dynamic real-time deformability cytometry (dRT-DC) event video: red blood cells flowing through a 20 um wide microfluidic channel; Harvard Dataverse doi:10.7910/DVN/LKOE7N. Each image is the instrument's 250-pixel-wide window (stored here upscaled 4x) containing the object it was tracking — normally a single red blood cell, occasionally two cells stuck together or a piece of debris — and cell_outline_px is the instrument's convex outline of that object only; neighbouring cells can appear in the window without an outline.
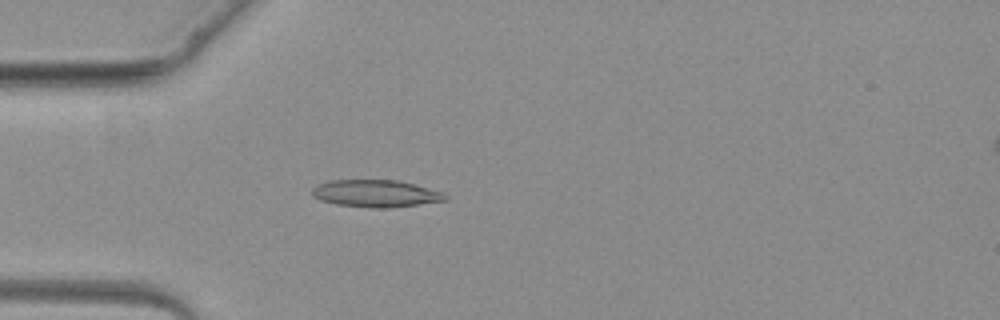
{"species": "common noctule bat (a hibernating species)", "species_latin": "Nyctalus noctula", "temperature_condition": "warm", "stored_images_in_passage": 4, "camera_frame_rate_fps": 3000, "um_per_image_px": 0.085, "animal": {"sex": "female", "body_mass_g": 19.3, "forearm_length_mm": 54.1}, "frame": {"image": 1, "passage_image": 4, "time_ms": 3.667, "image_size_px": [1000, 320], "cell_outline_px": [[448, 200], [388, 208], [368, 208], [336, 204], [320, 200], [312, 196], [312, 188], [316, 184], [328, 180], [396, 180], [444, 192], [448, 196]], "centroid_in_image_um": [31.9, 16.45], "position_along_channel_um": 53.1, "area_um2": 21.21}}